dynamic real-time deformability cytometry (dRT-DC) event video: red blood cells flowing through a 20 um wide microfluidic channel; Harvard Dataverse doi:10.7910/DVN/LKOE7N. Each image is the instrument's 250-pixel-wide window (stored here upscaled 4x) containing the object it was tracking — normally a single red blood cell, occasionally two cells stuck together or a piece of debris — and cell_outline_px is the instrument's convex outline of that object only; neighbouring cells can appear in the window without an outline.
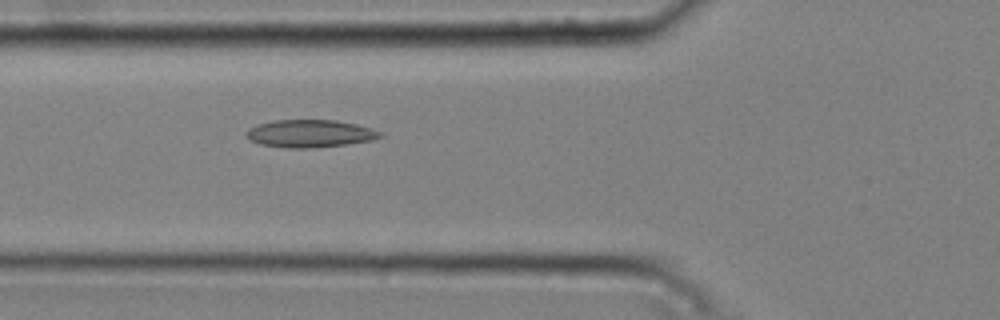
{"species": "common noctule bat (a hibernating species)", "species_latin": "Nyctalus noctula", "temperature_condition": "cold", "stored_images_in_passage": 47, "camera_frame_rate_fps": 3000, "um_per_image_px": 0.085, "animal": {"sex": "male", "body_mass_g": 20.4}, "frame": {"image": 1, "passage_image": 19, "time_ms": 6.0, "image_size_px": [1000, 320], "cell_outline_px": [[384, 136], [372, 140], [344, 144], [308, 148], [284, 148], [260, 144], [248, 140], [244, 136], [244, 132], [248, 128], [256, 124], [276, 120], [336, 120], [356, 124], [372, 128], [380, 132]], "centroid_in_image_um": [26.27, 11.35], "position_along_channel_um": 99.5, "area_um2": 21.68}}
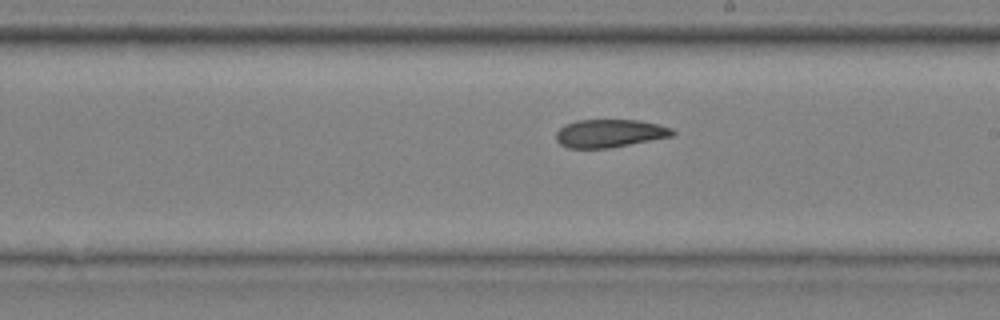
{"frame": {"image": 2, "passage_image": 30, "time_ms": 9.667, "image_size_px": [1000, 320], "cell_outline_px": [[676, 136], [608, 148], [568, 148], [560, 144], [556, 140], [556, 132], [564, 124], [576, 120], [636, 120], [660, 124], [672, 128], [676, 132]], "centroid_in_image_um": [51.85, 11.33], "position_along_channel_um": 237.1, "area_um2": 19.25}}
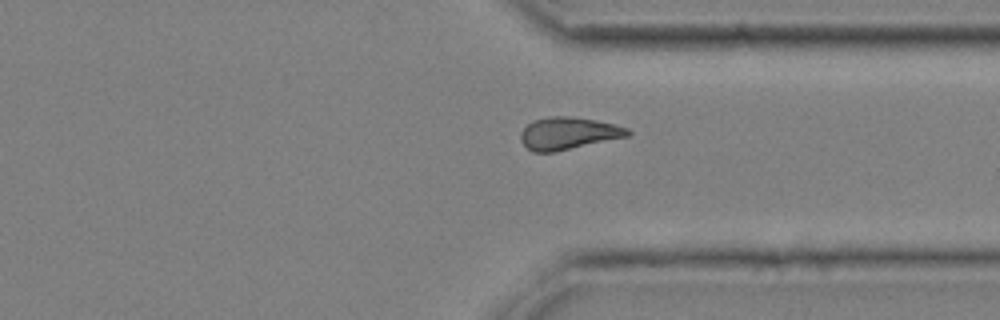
{"frame": {"image": 3, "passage_image": 40, "time_ms": 13.0, "image_size_px": [1000, 320], "cell_outline_px": [[632, 132], [628, 136], [552, 152], [532, 152], [520, 140], [520, 132], [528, 124], [536, 120], [552, 116], [568, 116], [616, 124], [628, 128]], "centroid_in_image_um": [48.3, 11.33], "position_along_channel_um": 363.1, "area_um2": 19.77}, "authors_computed_cell_mechanics": {"area_um2": 20.519, "velocity_mm_per_s": 3.7537, "shape_relaxation_time_tau1_ms": null, "shape_relaxation_time_tau2_ms": 4.0132, "deformation_change_tau1": null, "deformation_change_tau2": 0.1028}}